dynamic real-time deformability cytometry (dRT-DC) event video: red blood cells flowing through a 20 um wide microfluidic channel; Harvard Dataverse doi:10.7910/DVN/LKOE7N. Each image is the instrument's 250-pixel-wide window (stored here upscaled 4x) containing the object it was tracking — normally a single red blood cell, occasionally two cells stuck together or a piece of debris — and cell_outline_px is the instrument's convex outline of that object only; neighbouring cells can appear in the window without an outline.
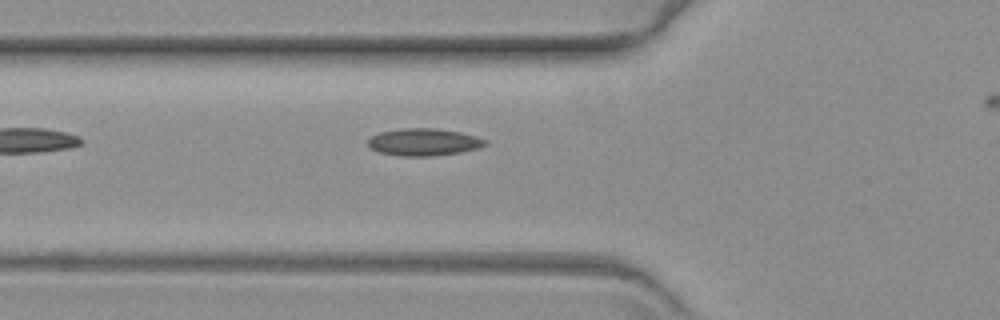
{"species": "common noctule bat (a hibernating species)", "species_latin": "Nyctalus noctula", "temperature_condition": "warm", "stored_images_in_passage": 37, "camera_frame_rate_fps": 3000, "um_per_image_px": 0.085, "animal": {"sex": "female", "body_mass_g": 19.3, "forearm_length_mm": 54.1}, "frame": {"image": 1, "passage_image": 4, "time_ms": 1.0, "image_size_px": [1000, 320], "cell_outline_px": [[488, 144], [480, 148], [460, 152], [432, 156], [400, 156], [380, 152], [372, 148], [368, 144], [368, 140], [372, 136], [380, 132], [400, 128], [436, 128], [460, 132], [476, 136], [488, 140]], "centroid_in_image_um": [36.07, 12.07], "position_along_channel_um": 89.7, "area_um2": 18.67}}
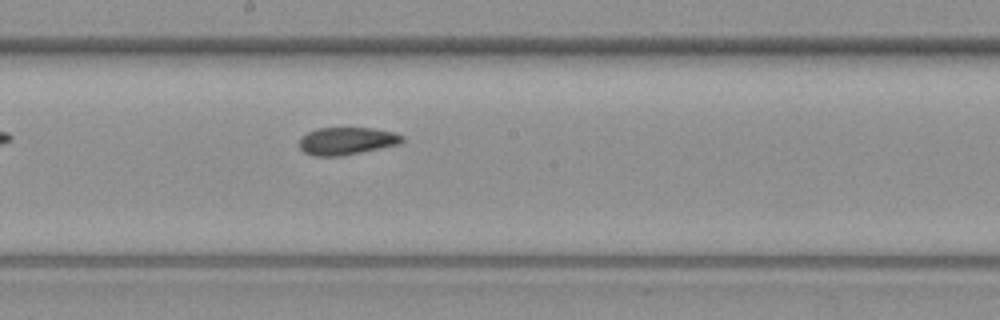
{"frame": {"image": 2, "passage_image": 15, "time_ms": 4.667, "image_size_px": [1000, 320], "cell_outline_px": [[404, 140], [400, 144], [340, 156], [312, 156], [304, 152], [300, 148], [300, 136], [316, 128], [372, 128], [392, 132], [404, 136]], "centroid_in_image_um": [29.45, 11.98], "position_along_channel_um": 218.8, "area_um2": 16.47}}
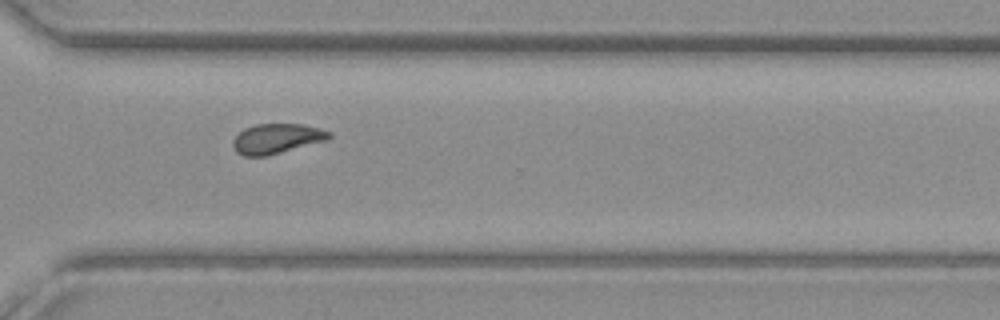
{"frame": {"image": 3, "passage_image": 26, "time_ms": 8.333, "image_size_px": [1000, 320], "cell_outline_px": [[332, 136], [328, 140], [268, 156], [244, 156], [236, 152], [232, 144], [232, 140], [244, 128], [256, 124], [304, 124], [320, 128], [332, 132]], "centroid_in_image_um": [23.55, 11.78], "position_along_channel_um": 347.1, "area_um2": 16.99}}